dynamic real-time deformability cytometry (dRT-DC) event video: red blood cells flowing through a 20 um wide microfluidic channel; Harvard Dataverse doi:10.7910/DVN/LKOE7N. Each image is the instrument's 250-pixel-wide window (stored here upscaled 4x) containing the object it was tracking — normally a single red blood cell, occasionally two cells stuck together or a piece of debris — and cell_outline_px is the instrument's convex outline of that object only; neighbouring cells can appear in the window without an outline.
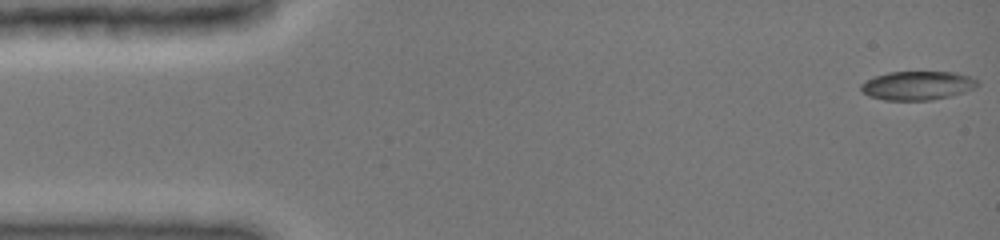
{"species": "common noctule bat (a hibernating species)", "species_latin": "Nyctalus noctula", "temperature_condition": "cold", "stored_images_in_passage": 41, "camera_frame_rate_fps": 3000, "um_per_image_px": 0.085, "animal": {"sex": "female", "body_mass_g": 19.0, "forearm_length_mm": 51.5}, "frame": {"image": 1, "passage_image": 1, "time_ms": 0.0, "image_size_px": [1000, 240], "cell_outline_px": [[980, 84], [964, 92], [932, 100], [884, 100], [868, 96], [860, 92], [860, 84], [876, 76], [888, 72], [956, 72], [980, 80]], "centroid_in_image_um": [77.97, 7.27], "position_along_channel_um": 7.0, "area_um2": 19.59}}
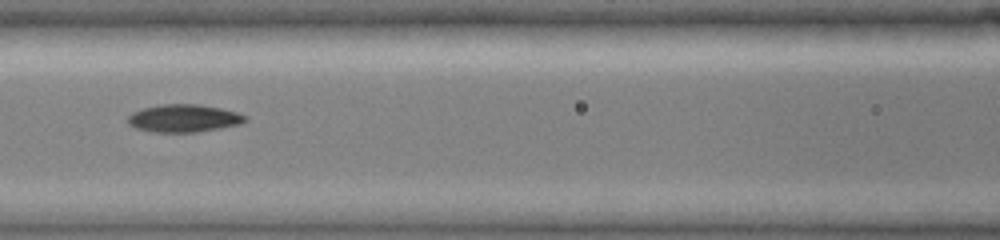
{"frame": {"image": 2, "passage_image": 24, "time_ms": 6.667, "image_size_px": [1000, 240], "cell_outline_px": [[248, 120], [240, 124], [220, 128], [196, 132], [152, 132], [136, 128], [128, 124], [128, 116], [132, 112], [144, 108], [160, 104], [200, 104], [220, 108], [236, 112], [248, 116]], "centroid_in_image_um": [15.63, 10.05], "position_along_channel_um": 151.0, "area_um2": 19.02}}
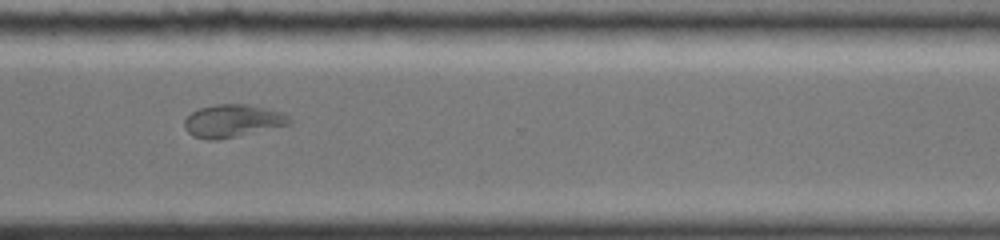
{"frame": {"image": 3, "passage_image": 40, "time_ms": 11.667, "image_size_px": [1000, 240], "cell_outline_px": [[292, 124], [236, 136], [216, 140], [208, 140], [192, 136], [184, 128], [184, 120], [192, 112], [200, 108], [216, 104], [244, 104], [264, 108], [280, 112], [288, 116], [292, 120]], "centroid_in_image_um": [19.75, 10.28], "position_along_channel_um": 350.9, "area_um2": 19.83}}